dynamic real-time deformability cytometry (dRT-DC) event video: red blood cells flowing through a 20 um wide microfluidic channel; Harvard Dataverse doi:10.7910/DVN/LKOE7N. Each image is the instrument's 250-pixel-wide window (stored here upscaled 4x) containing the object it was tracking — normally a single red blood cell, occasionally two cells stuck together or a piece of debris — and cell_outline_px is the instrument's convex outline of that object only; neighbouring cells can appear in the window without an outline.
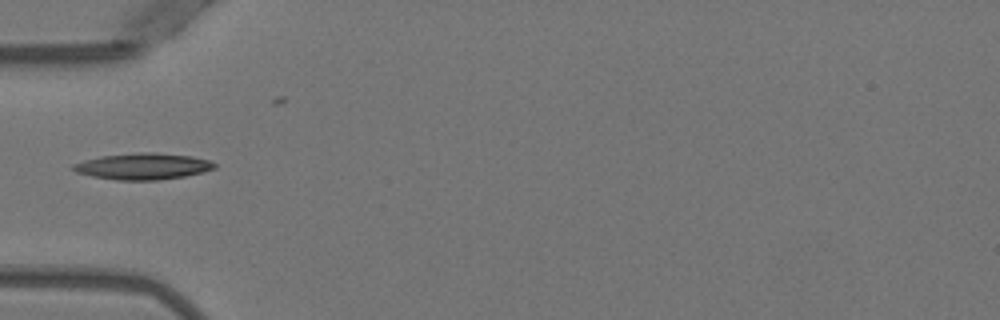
{"species": "Egyptian fruit bat (a non-hibernating species)", "species_latin": "Rousettus aegyptiacus", "temperature_condition": "warm", "stored_images_in_passage": 36, "camera_frame_rate_fps": 3000, "um_per_image_px": 0.085, "animal": {"sex": "female"}, "frame": {"image": 1, "passage_image": 1, "time_ms": 0.0, "image_size_px": [1000, 320], "cell_outline_px": [[216, 168], [184, 176], [156, 180], [116, 180], [92, 176], [76, 172], [72, 168], [72, 164], [84, 160], [100, 156], [140, 152], [152, 152], [192, 156], [212, 160], [216, 164]], "centroid_in_image_um": [12.15, 14.13], "position_along_channel_um": 72.8, "area_um2": 21.68}}
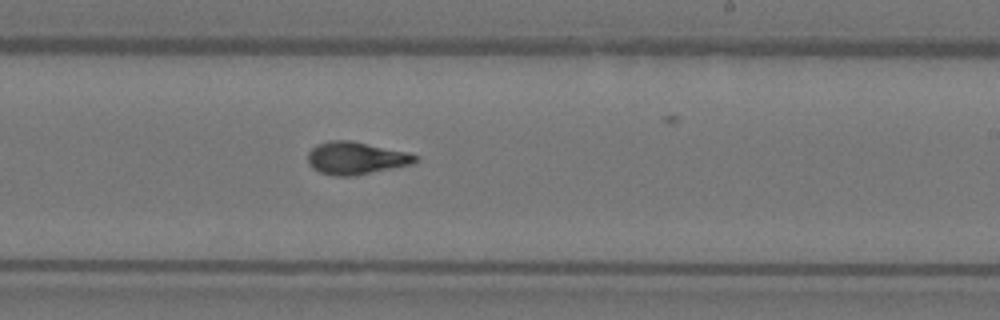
{"frame": {"image": 2, "passage_image": 15, "time_ms": 4.667, "image_size_px": [1000, 320], "cell_outline_px": [[420, 160], [412, 164], [352, 176], [336, 176], [320, 172], [312, 168], [308, 164], [308, 152], [316, 144], [328, 140], [352, 140], [408, 152], [420, 156]], "centroid_in_image_um": [30.26, 13.42], "position_along_channel_um": 258.7, "area_um2": 20.58}}
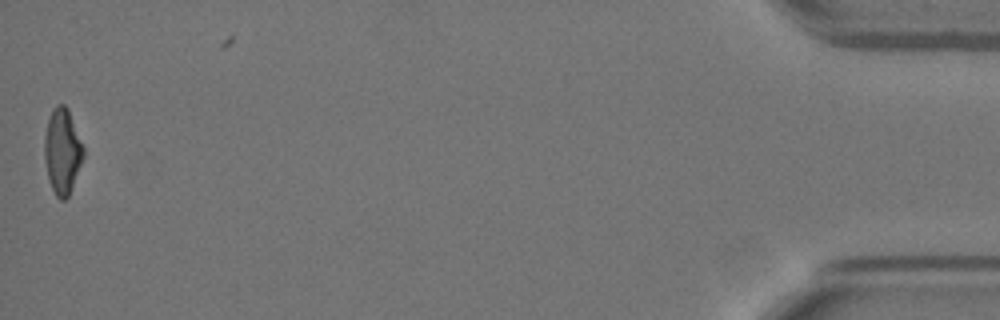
{"frame": {"image": 3, "passage_image": 35, "time_ms": 11.333, "image_size_px": [1000, 320], "cell_outline_px": [[84, 156], [68, 196], [64, 200], [60, 200], [56, 196], [52, 188], [48, 176], [44, 160], [44, 136], [48, 120], [52, 108], [56, 104], [64, 104], [68, 108], [84, 148]], "centroid_in_image_um": [5.29, 12.82], "position_along_channel_um": 429.9, "area_um2": 19.31}, "authors_computed_cell_mechanics": {"area_um2": 19.7387, "velocity_mm_per_s": 3.9628, "shape_relaxation_time_tau1_ms": 4.9387, "shape_relaxation_time_tau2_ms": 1.3147, "deformation_change_tau1": 0.2156, "deformation_change_tau2": 0.0774}}